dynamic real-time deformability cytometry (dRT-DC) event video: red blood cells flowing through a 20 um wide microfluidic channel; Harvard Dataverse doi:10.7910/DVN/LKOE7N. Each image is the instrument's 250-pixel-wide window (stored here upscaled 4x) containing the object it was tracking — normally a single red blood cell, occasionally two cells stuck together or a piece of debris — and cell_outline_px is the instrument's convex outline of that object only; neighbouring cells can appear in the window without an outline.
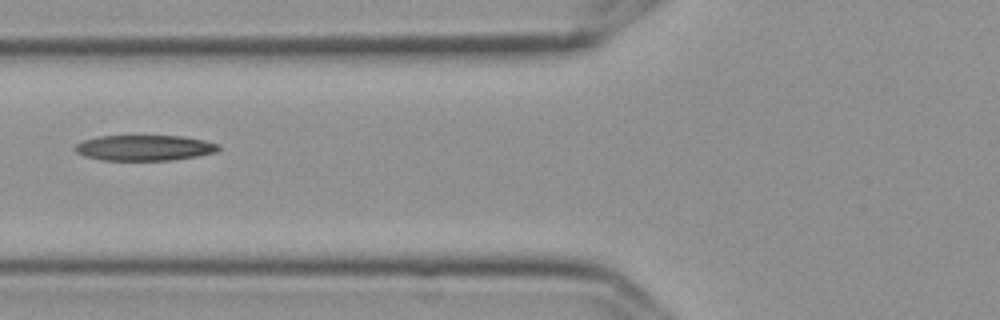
{"species": "Egyptian fruit bat (a non-hibernating species)", "species_latin": "Rousettus aegyptiacus", "temperature_condition": "cold", "stored_images_in_passage": 11, "camera_frame_rate_fps": 3000, "um_per_image_px": 0.085, "frame": {"image": 1, "passage_image": 6, "time_ms": 1.667, "image_size_px": [1000, 320], "cell_outline_px": [[220, 148], [216, 152], [196, 156], [172, 160], [100, 160], [84, 156], [76, 152], [72, 148], [76, 144], [84, 140], [96, 136], [184, 136], [204, 140], [220, 144]], "centroid_in_image_um": [12.26, 12.56], "position_along_channel_um": 113.5, "area_um2": 21.5}}
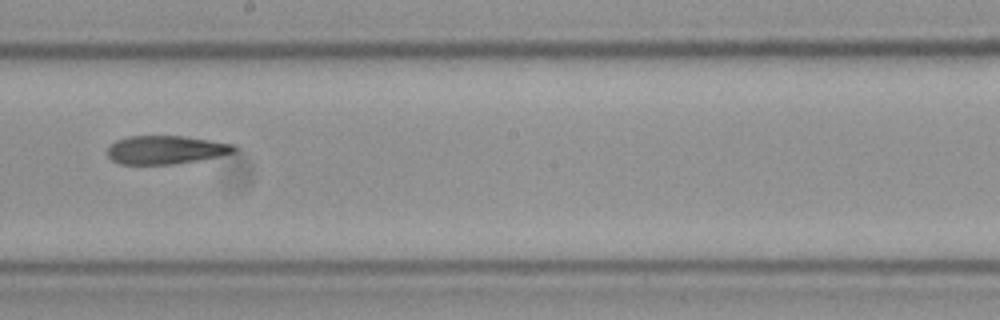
{"frame": {"image": 2, "passage_image": 9, "time_ms": 2.667, "image_size_px": [1000, 320], "cell_outline_px": [[236, 152], [196, 160], [172, 164], [120, 164], [112, 160], [108, 156], [108, 148], [116, 140], [128, 136], [184, 136], [232, 144], [236, 148]], "centroid_in_image_um": [14.05, 12.73], "position_along_channel_um": 234.2, "area_um2": 20.63}}
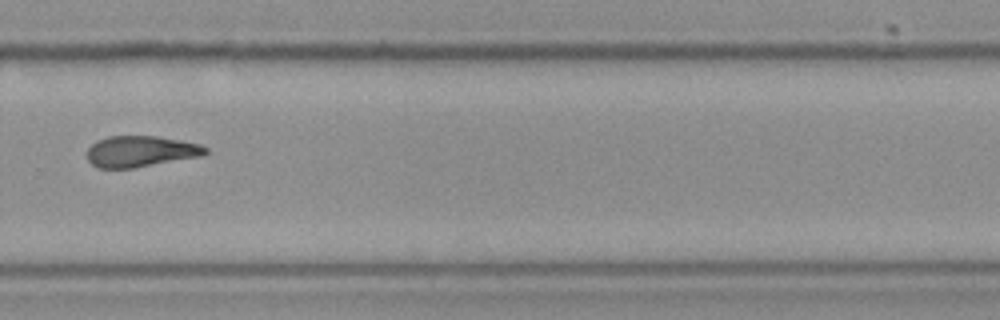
{"frame": {"image": 3, "passage_image": 11, "time_ms": 3.333, "image_size_px": [1000, 320], "cell_outline_px": [[208, 152], [200, 156], [132, 168], [100, 168], [92, 164], [88, 160], [88, 148], [96, 140], [108, 136], [156, 136], [180, 140], [200, 144], [208, 148]], "centroid_in_image_um": [11.94, 12.86], "position_along_channel_um": 317.9, "area_um2": 21.27}}